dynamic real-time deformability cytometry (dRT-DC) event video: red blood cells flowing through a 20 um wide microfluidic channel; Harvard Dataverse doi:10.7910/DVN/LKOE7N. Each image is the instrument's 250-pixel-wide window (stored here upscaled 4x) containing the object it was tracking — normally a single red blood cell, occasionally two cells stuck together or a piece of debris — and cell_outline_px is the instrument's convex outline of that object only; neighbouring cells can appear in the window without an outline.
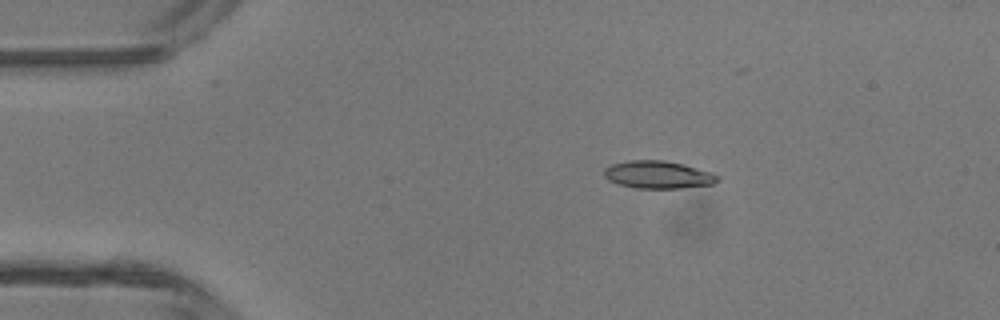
{"species": "common noctule bat (a hibernating species)", "species_latin": "Nyctalus noctula", "temperature_condition": "room temperature", "stored_images_in_passage": 14, "camera_frame_rate_fps": 3000, "um_per_image_px": 0.085, "animal": {"sex": "male", "body_mass_g": 13.3}, "frame": {"image": 1, "passage_image": 1, "time_ms": 0.0, "image_size_px": [1000, 320], "cell_outline_px": [[720, 180], [712, 184], [680, 188], [636, 188], [616, 184], [608, 180], [604, 176], [604, 168], [612, 164], [628, 160], [664, 160], [684, 164], [712, 172], [720, 176]], "centroid_in_image_um": [55.93, 14.85], "position_along_channel_um": 29.1, "area_um2": 18.44}}
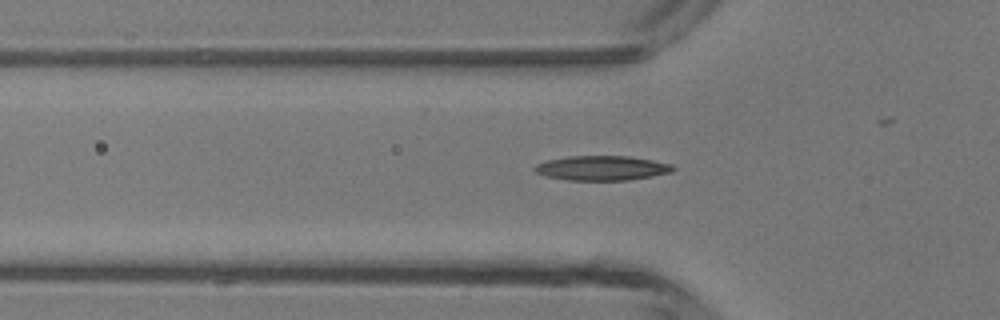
{"frame": {"image": 2, "passage_image": 8, "time_ms": 2.333, "image_size_px": [1000, 320], "cell_outline_px": [[676, 168], [672, 172], [652, 176], [628, 180], [568, 180], [544, 176], [536, 172], [532, 168], [536, 164], [548, 160], [568, 156], [632, 156], [672, 164]], "centroid_in_image_um": [51.16, 14.28], "position_along_channel_um": 74.6, "area_um2": 19.94}}
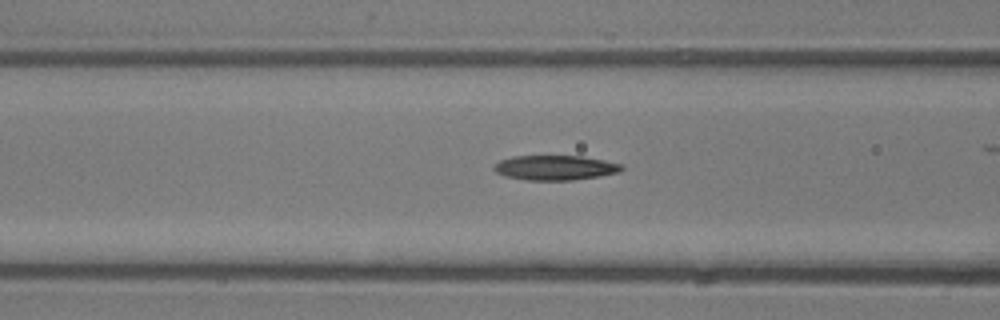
{"frame": {"image": 3, "passage_image": 11, "time_ms": 3.333, "image_size_px": [1000, 320], "cell_outline_px": [[624, 168], [616, 172], [600, 176], [572, 180], [528, 180], [504, 176], [496, 172], [492, 168], [500, 160], [512, 156], [584, 156], [604, 160], [620, 164]], "centroid_in_image_um": [47.15, 14.25], "position_along_channel_um": 119.4, "area_um2": 18.32}}